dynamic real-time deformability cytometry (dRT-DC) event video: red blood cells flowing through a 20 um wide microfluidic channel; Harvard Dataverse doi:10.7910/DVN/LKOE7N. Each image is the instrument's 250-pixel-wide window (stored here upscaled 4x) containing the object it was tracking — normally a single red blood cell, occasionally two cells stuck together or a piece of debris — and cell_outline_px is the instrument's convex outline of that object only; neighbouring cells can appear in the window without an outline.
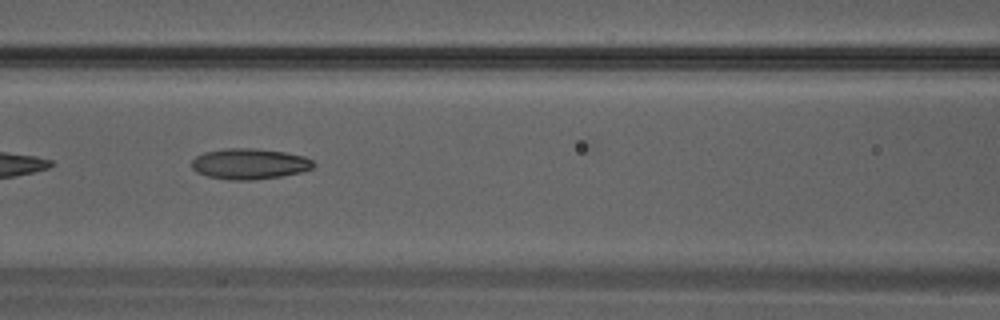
{"species": "Egyptian fruit bat (a non-hibernating species)", "species_latin": "Rousettus aegyptiacus", "temperature_condition": "warm", "stored_images_in_passage": 14, "camera_frame_rate_fps": 3000, "um_per_image_px": 0.085, "animal": {"sex": "male"}, "frame": {"image": 1, "passage_image": 5, "time_ms": 1.333, "image_size_px": [1000, 320], "cell_outline_px": [[316, 164], [312, 168], [300, 172], [280, 176], [252, 180], [228, 180], [208, 176], [196, 172], [192, 168], [192, 160], [196, 156], [204, 152], [224, 148], [252, 148], [284, 152], [304, 156], [312, 160]], "centroid_in_image_um": [21.18, 13.92], "position_along_channel_um": 145.4, "area_um2": 21.79}}
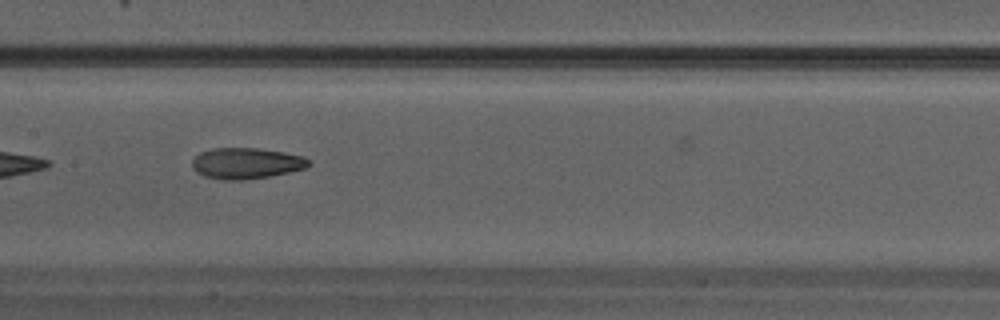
{"frame": {"image": 2, "passage_image": 7, "time_ms": 2.0, "image_size_px": [1000, 320], "cell_outline_px": [[312, 164], [308, 168], [268, 176], [244, 180], [220, 180], [204, 176], [192, 168], [192, 160], [200, 152], [212, 148], [256, 148], [284, 152], [304, 156], [312, 160]], "centroid_in_image_um": [20.97, 13.88], "position_along_channel_um": 186.4, "area_um2": 21.27}}